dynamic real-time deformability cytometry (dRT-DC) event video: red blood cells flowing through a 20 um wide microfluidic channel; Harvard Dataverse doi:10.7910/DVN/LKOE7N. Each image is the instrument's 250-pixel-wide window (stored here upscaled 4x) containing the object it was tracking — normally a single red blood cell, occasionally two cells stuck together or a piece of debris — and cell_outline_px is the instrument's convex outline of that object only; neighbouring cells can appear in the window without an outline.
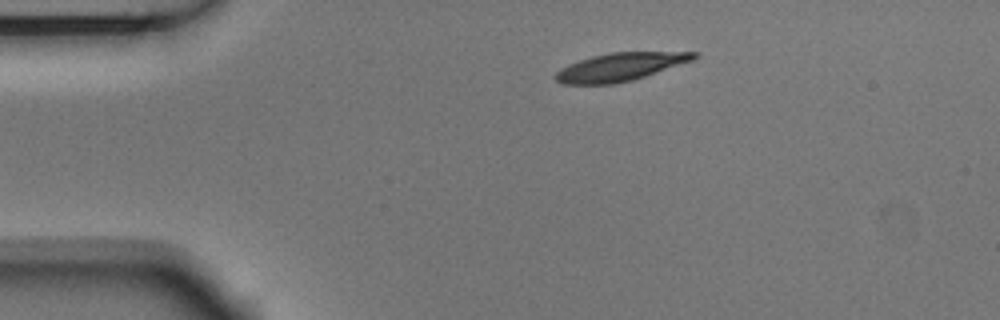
{"species": "Egyptian fruit bat (a non-hibernating species)", "species_latin": "Rousettus aegyptiacus", "temperature_condition": "room temperature", "stored_images_in_passage": 6, "camera_frame_rate_fps": 3000, "um_per_image_px": 0.085, "animal": {"sex": "male"}, "frame": {"image": 1, "passage_image": 1, "time_ms": 0.0, "image_size_px": [1000, 320], "cell_outline_px": [[700, 56], [692, 60], [632, 80], [612, 84], [564, 84], [556, 80], [552, 76], [560, 68], [568, 64], [592, 56], [608, 52], [700, 52]], "centroid_in_image_um": [52.67, 5.68], "position_along_channel_um": 32.3, "area_um2": 22.48}}
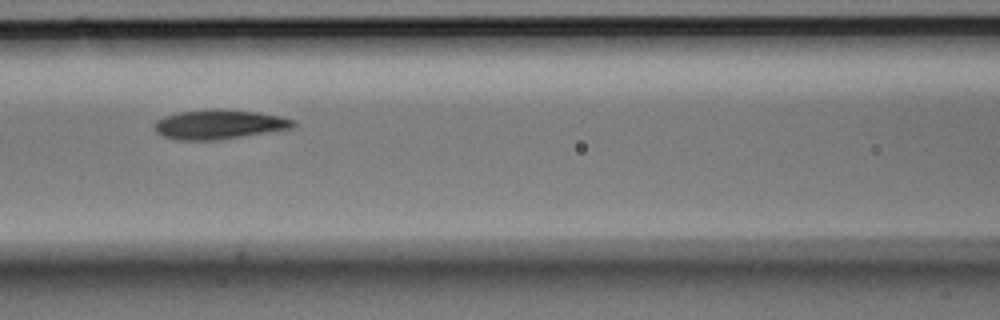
{"frame": {"image": 2, "passage_image": 4, "time_ms": 1.0, "image_size_px": [1000, 320], "cell_outline_px": [[296, 124], [292, 128], [216, 140], [176, 140], [164, 136], [156, 132], [152, 124], [156, 120], [164, 116], [180, 112], [212, 108], [224, 108], [256, 112], [280, 116], [296, 120]], "centroid_in_image_um": [18.59, 10.56], "position_along_channel_um": 148.0, "area_um2": 23.93}}
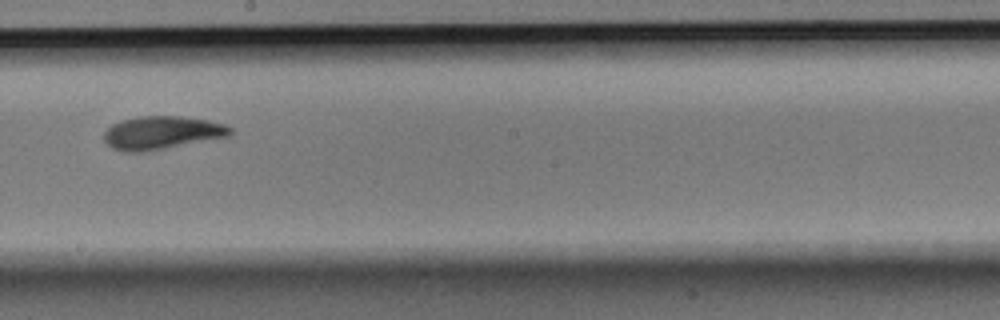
{"frame": {"image": 3, "passage_image": 6, "time_ms": 1.667, "image_size_px": [1000, 320], "cell_outline_px": [[232, 132], [228, 136], [164, 148], [140, 152], [124, 152], [112, 148], [104, 140], [104, 132], [112, 124], [120, 120], [140, 116], [180, 116], [208, 120], [224, 124], [232, 128]], "centroid_in_image_um": [13.72, 11.27], "position_along_channel_um": 234.5, "area_um2": 24.16}}